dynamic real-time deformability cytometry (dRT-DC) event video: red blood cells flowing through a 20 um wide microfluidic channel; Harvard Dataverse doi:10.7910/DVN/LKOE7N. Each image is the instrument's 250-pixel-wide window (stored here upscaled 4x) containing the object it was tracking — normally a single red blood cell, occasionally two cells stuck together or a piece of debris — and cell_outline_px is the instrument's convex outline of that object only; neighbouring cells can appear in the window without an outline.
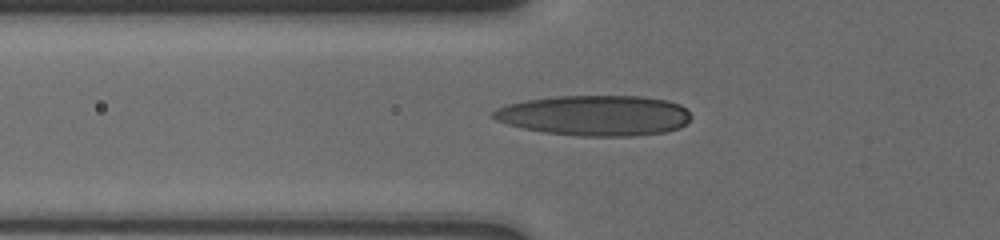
{"species": "human", "species_latin": "Homo sapiens", "temperature_condition": "cold", "stored_images_in_passage": 9, "camera_frame_rate_fps": 3000, "um_per_image_px": 0.085, "donor": {"sex": "male"}, "frame": {"image": 1, "passage_image": 3, "time_ms": 1.0, "image_size_px": [1000, 240], "cell_outline_px": [[692, 116], [680, 128], [664, 132], [628, 136], [580, 136], [544, 132], [524, 128], [508, 124], [496, 120], [492, 116], [492, 112], [496, 108], [508, 104], [528, 100], [556, 96], [640, 96], [668, 100], [680, 104]], "centroid_in_image_um": [50.57, 9.81], "position_along_channel_um": 75.2, "area_um2": 46.41}}
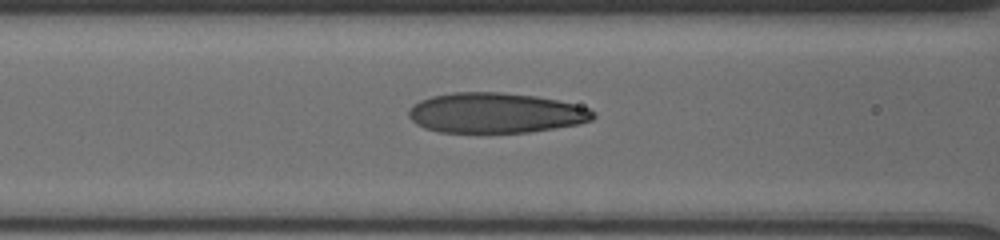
{"frame": {"image": 2, "passage_image": 6, "time_ms": 2.333, "image_size_px": [1000, 240], "cell_outline_px": [[596, 116], [592, 120], [580, 124], [528, 132], [440, 132], [424, 128], [416, 124], [408, 116], [408, 112], [412, 104], [420, 100], [432, 96], [452, 92], [500, 92], [536, 96], [556, 100], [588, 108], [596, 112]], "centroid_in_image_um": [42.11, 9.6], "position_along_channel_um": 124.5, "area_um2": 43.23}}
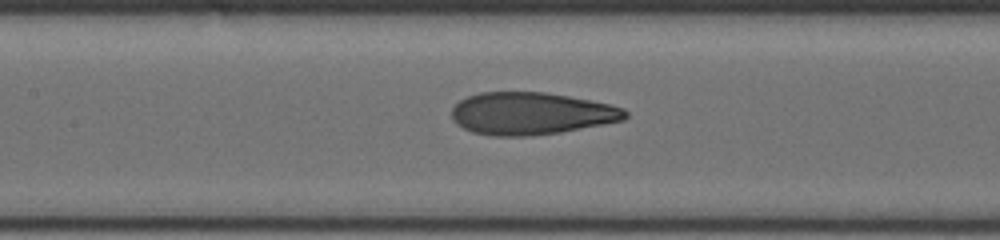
{"frame": {"image": 3, "passage_image": 8, "time_ms": 3.333, "image_size_px": [1000, 240], "cell_outline_px": [[628, 116], [624, 120], [560, 132], [528, 136], [492, 136], [472, 132], [456, 124], [452, 120], [452, 108], [460, 100], [468, 96], [480, 92], [544, 92], [568, 96], [608, 104], [624, 108], [628, 112]], "centroid_in_image_um": [45.12, 9.65], "position_along_channel_um": 162.3, "area_um2": 42.71}}